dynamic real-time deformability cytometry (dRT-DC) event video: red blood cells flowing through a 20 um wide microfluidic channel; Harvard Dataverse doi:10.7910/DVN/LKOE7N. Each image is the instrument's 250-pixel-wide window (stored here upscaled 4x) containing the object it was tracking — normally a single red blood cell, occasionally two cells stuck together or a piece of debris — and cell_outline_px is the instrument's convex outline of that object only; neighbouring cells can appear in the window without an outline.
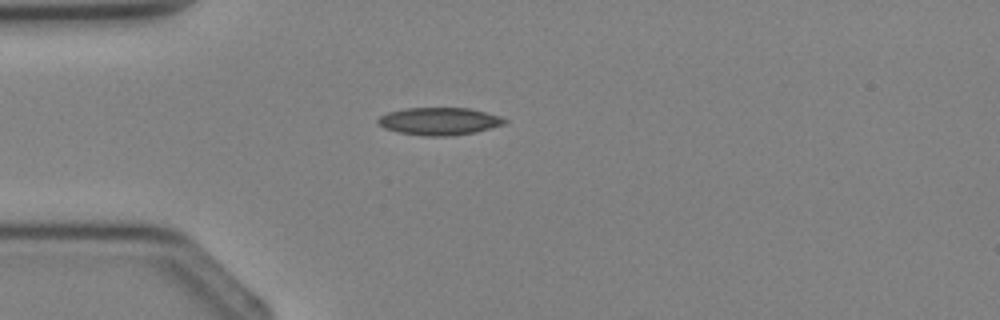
{"species": "Egyptian fruit bat (a non-hibernating species)", "species_latin": "Rousettus aegyptiacus", "temperature_condition": "cold", "stored_images_in_passage": 3, "camera_frame_rate_fps": 3000, "um_per_image_px": 0.085, "animal": {"sex": "female"}, "frame": {"image": 1, "passage_image": 3, "time_ms": 3.333, "image_size_px": [1000, 320], "cell_outline_px": [[508, 120], [504, 124], [476, 132], [452, 136], [428, 136], [400, 132], [384, 128], [376, 120], [380, 116], [388, 112], [404, 108], [472, 108], [500, 116]], "centroid_in_image_um": [37.36, 10.3], "position_along_channel_um": 47.6, "area_um2": 20.29}}